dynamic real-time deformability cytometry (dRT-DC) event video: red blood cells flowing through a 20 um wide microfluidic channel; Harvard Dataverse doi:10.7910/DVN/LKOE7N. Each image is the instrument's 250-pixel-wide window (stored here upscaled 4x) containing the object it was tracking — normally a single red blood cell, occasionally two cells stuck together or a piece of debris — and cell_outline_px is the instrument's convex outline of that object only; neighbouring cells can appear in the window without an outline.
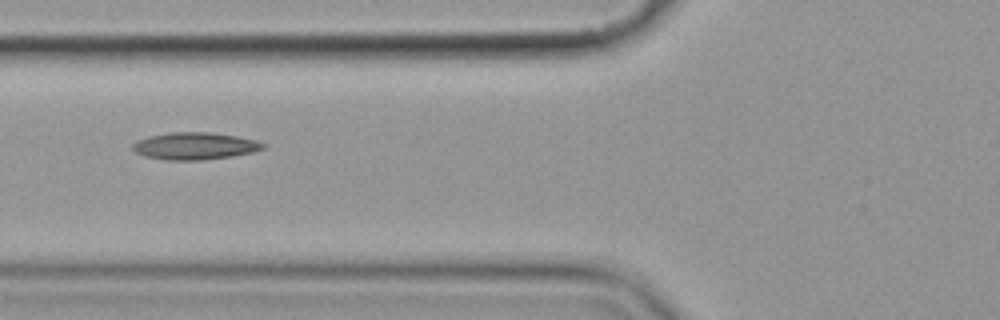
{"species": "common noctule bat (a hibernating species)", "species_latin": "Nyctalus noctula", "temperature_condition": "cold", "stored_images_in_passage": 16, "camera_frame_rate_fps": 3000, "um_per_image_px": 0.085, "animal": {"sex": "female", "body_mass_g": 19.9}, "frame": {"image": 1, "passage_image": 7, "time_ms": 8.0, "image_size_px": [1000, 320], "cell_outline_px": [[268, 144], [264, 148], [252, 152], [232, 156], [204, 160], [168, 160], [144, 156], [136, 152], [132, 148], [132, 144], [136, 140], [148, 136], [172, 132], [212, 132], [236, 136], [256, 140]], "centroid_in_image_um": [16.56, 12.4], "position_along_channel_um": 109.2, "area_um2": 20.75}}
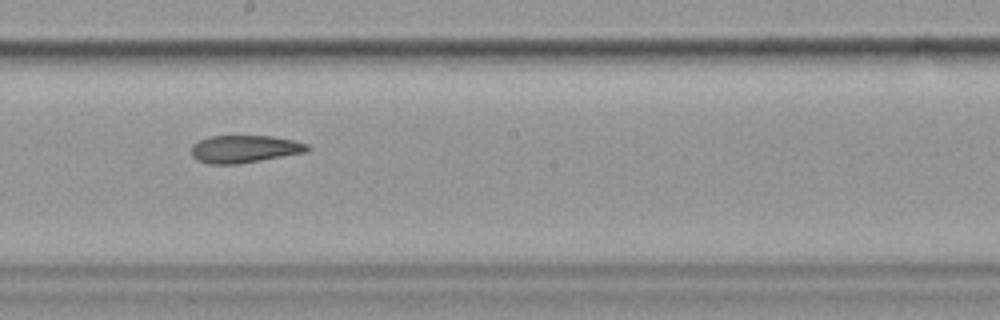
{"frame": {"image": 2, "passage_image": 10, "time_ms": 11.333, "image_size_px": [1000, 320], "cell_outline_px": [[312, 148], [304, 152], [260, 160], [236, 164], [208, 164], [196, 160], [192, 156], [192, 144], [200, 140], [212, 136], [272, 136], [292, 140], [308, 144]], "centroid_in_image_um": [20.75, 12.66], "position_along_channel_um": 227.4, "area_um2": 18.44}, "authors_computed_cell_mechanics": {"area_um2": 21.964, "velocity_mm_per_s": 3.5545, "shape_relaxation_time_tau1_ms": null, "shape_relaxation_time_tau2_ms": 4.6033, "deformation_change_tau1": null, "deformation_change_tau2": 0.1109}}